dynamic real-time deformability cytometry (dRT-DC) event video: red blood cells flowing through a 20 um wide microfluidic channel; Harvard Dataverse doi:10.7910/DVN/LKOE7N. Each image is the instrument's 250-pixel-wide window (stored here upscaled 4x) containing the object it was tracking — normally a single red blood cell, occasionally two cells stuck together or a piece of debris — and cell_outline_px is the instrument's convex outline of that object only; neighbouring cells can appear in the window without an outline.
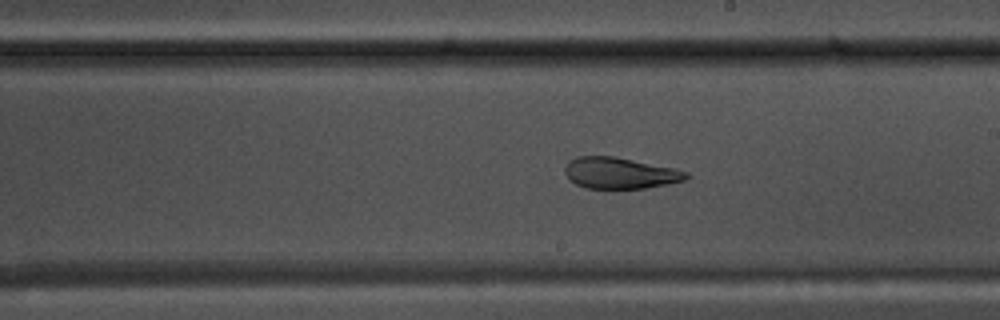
{"species": "common noctule bat (a hibernating species)", "species_latin": "Nyctalus noctula", "temperature_condition": "warm", "stored_images_in_passage": 54, "camera_frame_rate_fps": 3000, "um_per_image_px": 0.085, "animal": {"sex": "male", "body_mass_g": 17.5, "forearm_length_mm": 52.3}, "frame": {"image": 1, "passage_image": 31, "time_ms": 10.0, "image_size_px": [1000, 320], "cell_outline_px": [[688, 176], [684, 180], [668, 184], [644, 188], [584, 188], [568, 180], [564, 172], [564, 168], [568, 160], [576, 156], [612, 156], [672, 168], [688, 172]], "centroid_in_image_um": [52.61, 14.71], "position_along_channel_um": 236.4, "area_um2": 21.96}}
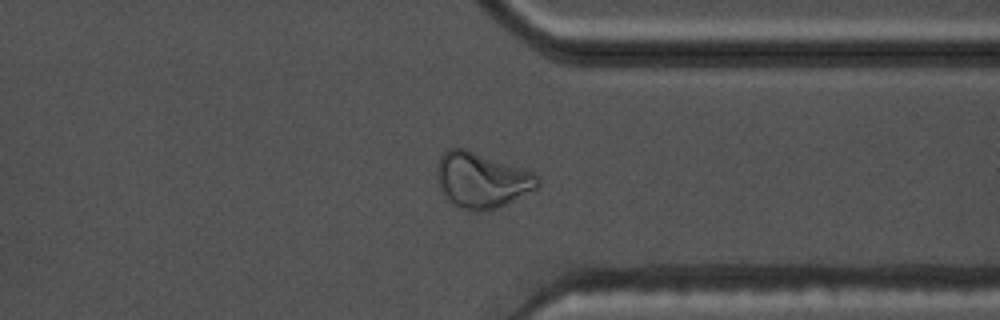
{"frame": {"image": 2, "passage_image": 42, "time_ms": 13.667, "image_size_px": [1000, 320], "cell_outline_px": [[540, 188], [488, 212], [476, 212], [460, 208], [448, 200], [440, 188], [436, 172], [436, 168], [440, 156], [448, 148], [464, 148], [532, 172], [540, 176]], "centroid_in_image_um": [40.96, 15.34], "position_along_channel_um": 370.4, "area_um2": 32.66}}
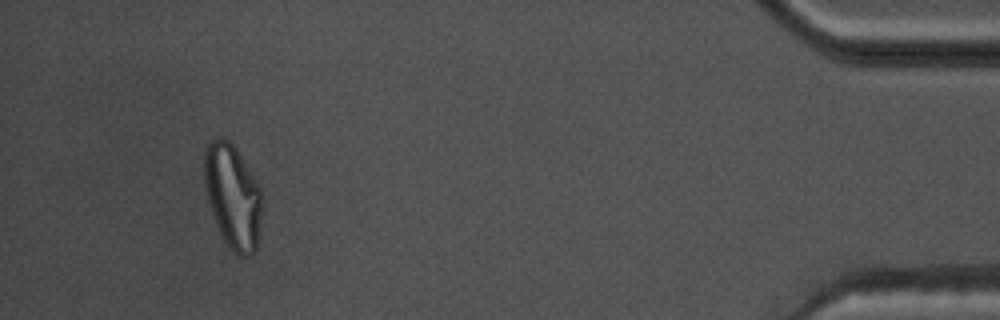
{"frame": {"image": 3, "passage_image": 51, "time_ms": 16.667, "image_size_px": [1000, 320], "cell_outline_px": [[264, 204], [256, 252], [248, 256], [240, 256], [224, 240], [216, 224], [208, 200], [204, 184], [204, 152], [208, 140], [220, 136], [228, 140], [236, 148], [260, 188], [264, 196]], "centroid_in_image_um": [19.8, 16.67], "position_along_channel_um": 415.4, "area_um2": 35.37}, "authors_computed_cell_mechanics": {"area_um2": 27.6862, "velocity_mm_per_s": 3.6875, "shape_relaxation_time_tau1_ms": null, "shape_relaxation_time_tau2_ms": 1.9204, "deformation_change_tau1": null, "deformation_change_tau2": 0.0844}}